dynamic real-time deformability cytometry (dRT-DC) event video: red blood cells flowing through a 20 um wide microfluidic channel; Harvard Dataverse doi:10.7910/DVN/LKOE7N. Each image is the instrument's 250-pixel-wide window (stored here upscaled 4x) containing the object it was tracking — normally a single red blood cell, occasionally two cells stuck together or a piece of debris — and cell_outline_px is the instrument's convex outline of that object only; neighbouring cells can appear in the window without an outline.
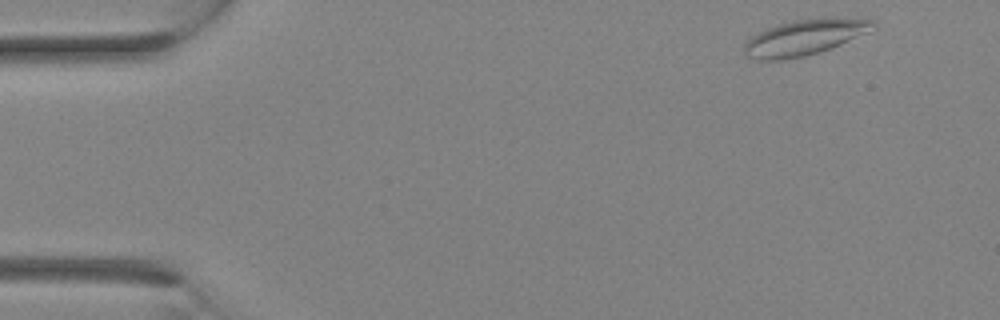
{"species": "Egyptian fruit bat (a non-hibernating species)", "species_latin": "Rousettus aegyptiacus", "temperature_condition": "room temperature", "stored_images_in_passage": 11, "camera_frame_rate_fps": 3000, "um_per_image_px": 0.085, "animal": {"sex": "female"}, "frame": {"image": 1, "passage_image": 1, "time_ms": 0.0, "image_size_px": [1000, 320], "cell_outline_px": [[876, 28], [868, 32], [840, 44], [820, 52], [804, 56], [784, 60], [760, 60], [744, 56], [744, 44], [752, 36], [764, 28], [796, 20], [876, 20]], "centroid_in_image_um": [68.29, 3.23], "position_along_channel_um": 16.7, "area_um2": 25.89}}
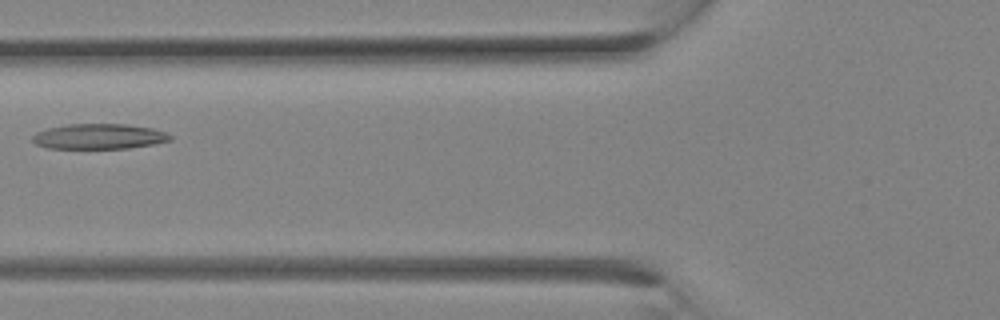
{"frame": {"image": 2, "passage_image": 10, "time_ms": 3.0, "image_size_px": [1000, 320], "cell_outline_px": [[172, 140], [152, 144], [128, 148], [48, 148], [36, 144], [32, 140], [32, 136], [36, 132], [48, 128], [68, 124], [128, 124], [152, 128], [164, 132], [172, 136]], "centroid_in_image_um": [8.41, 11.59], "position_along_channel_um": 117.4, "area_um2": 20.17}}